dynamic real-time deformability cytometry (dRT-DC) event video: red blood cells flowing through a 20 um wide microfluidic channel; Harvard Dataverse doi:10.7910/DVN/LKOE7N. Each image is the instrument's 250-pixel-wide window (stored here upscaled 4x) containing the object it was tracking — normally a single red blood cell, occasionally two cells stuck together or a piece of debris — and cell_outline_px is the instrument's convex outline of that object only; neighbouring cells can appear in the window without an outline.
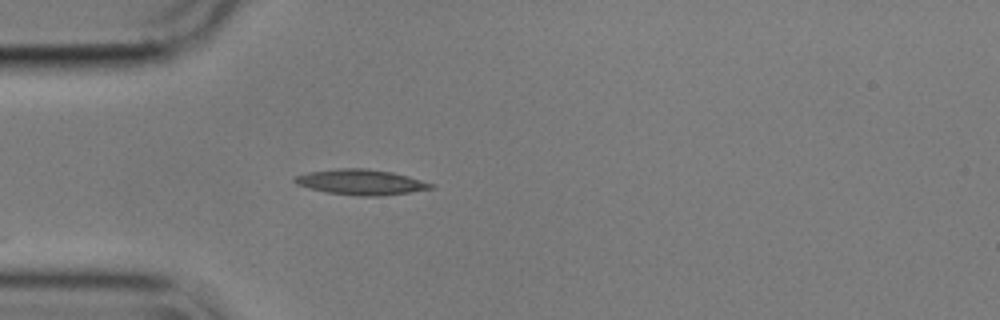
{"species": "common noctule bat (a hibernating species)", "species_latin": "Nyctalus noctula", "temperature_condition": "cold", "stored_images_in_passage": 29, "camera_frame_rate_fps": 3000, "um_per_image_px": 0.085, "animal": {"sex": "male", "body_mass_g": 17.9}, "frame": {"image": 1, "passage_image": 1, "time_ms": 0.0, "image_size_px": [1000, 320], "cell_outline_px": [[436, 188], [380, 196], [356, 196], [328, 192], [296, 184], [292, 180], [296, 176], [308, 172], [340, 168], [364, 168], [392, 172], [408, 176], [436, 184]], "centroid_in_image_um": [30.73, 15.48], "position_along_channel_um": 54.3, "area_um2": 20.06}}
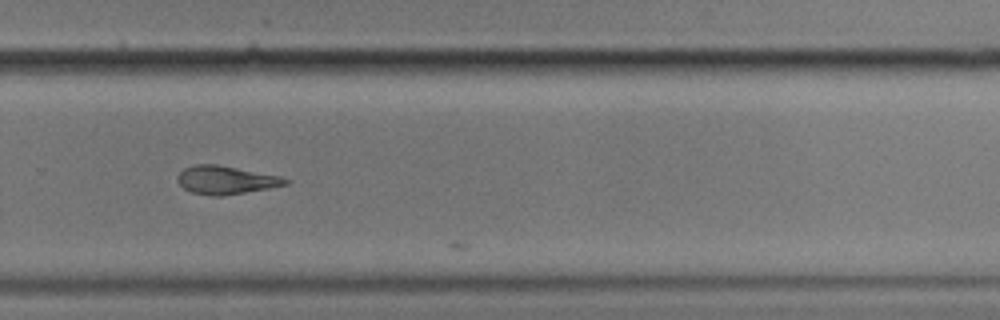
{"frame": {"image": 2, "passage_image": 23, "time_ms": 7.333, "image_size_px": [1000, 320], "cell_outline_px": [[288, 184], [268, 188], [224, 196], [208, 196], [192, 192], [184, 188], [176, 180], [176, 176], [184, 168], [196, 164], [216, 164], [280, 176], [288, 180]], "centroid_in_image_um": [19.15, 15.31], "position_along_channel_um": 310.7, "area_um2": 17.69}}
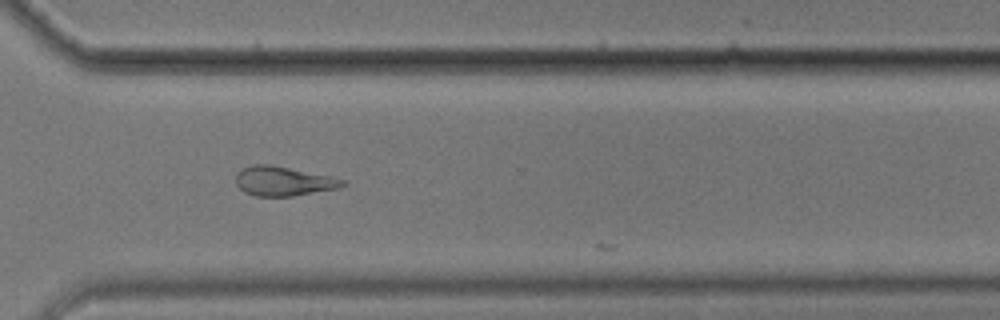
{"frame": {"image": 3, "passage_image": 26, "time_ms": 8.333, "image_size_px": [1000, 320], "cell_outline_px": [[348, 184], [336, 188], [292, 196], [256, 196], [244, 192], [236, 184], [236, 172], [252, 164], [272, 164], [332, 176], [348, 180]], "centroid_in_image_um": [24.1, 15.38], "position_along_channel_um": 346.5, "area_um2": 18.44}}